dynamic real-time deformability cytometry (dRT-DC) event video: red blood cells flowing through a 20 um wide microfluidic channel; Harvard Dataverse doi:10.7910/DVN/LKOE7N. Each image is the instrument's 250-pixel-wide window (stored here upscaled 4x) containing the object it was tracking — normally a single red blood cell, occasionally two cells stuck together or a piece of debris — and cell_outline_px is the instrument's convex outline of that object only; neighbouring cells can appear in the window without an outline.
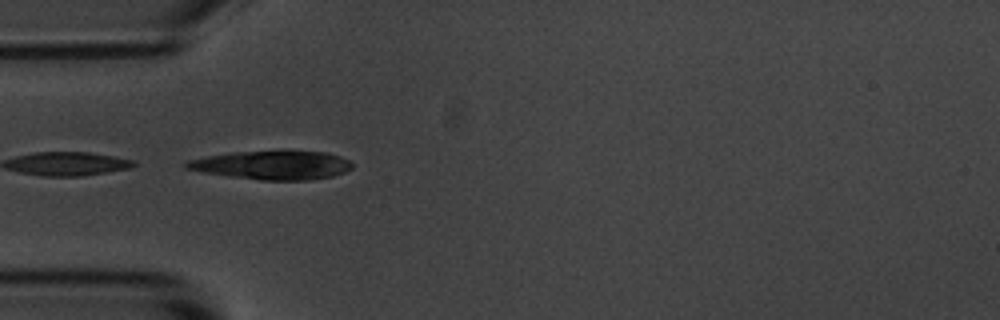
{"species": "common noctule bat (a hibernating species)", "species_latin": "Nyctalus noctula", "temperature_condition": "room temperature", "stored_images_in_passage": 10, "camera_frame_rate_fps": 3000, "um_per_image_px": 0.085, "animal": {"sex": "male", "body_mass_g": 20.1, "forearm_length_mm": 53.5}, "frame": {"image": 1, "passage_image": 4, "time_ms": 3.333, "image_size_px": [1000, 320], "cell_outline_px": [[352, 168], [344, 172], [332, 176], [308, 180], [260, 180], [204, 172], [184, 168], [184, 164], [188, 160], [208, 156], [232, 152], [284, 148], [328, 152], [340, 156], [348, 160], [352, 164]], "centroid_in_image_um": [23.19, 13.98], "position_along_channel_um": 61.8, "area_um2": 28.55}}
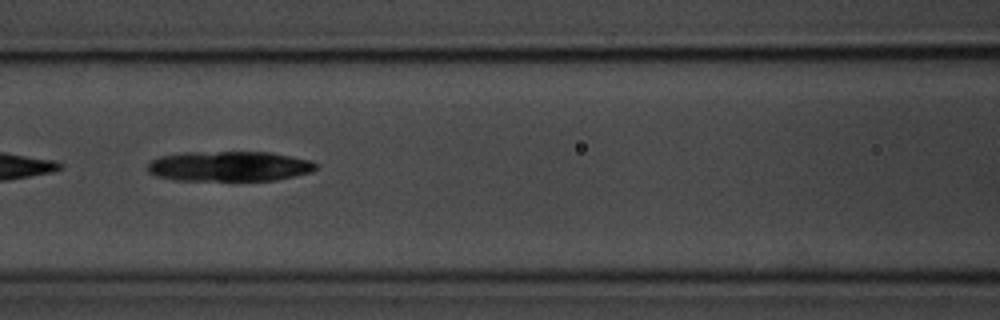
{"frame": {"image": 2, "passage_image": 6, "time_ms": 5.667, "image_size_px": [1000, 320], "cell_outline_px": [[316, 168], [312, 172], [276, 180], [172, 180], [156, 176], [148, 172], [148, 164], [152, 160], [160, 156], [184, 152], [272, 152], [308, 160], [316, 164]], "centroid_in_image_um": [19.46, 14.13], "position_along_channel_um": 147.1, "area_um2": 29.48}}